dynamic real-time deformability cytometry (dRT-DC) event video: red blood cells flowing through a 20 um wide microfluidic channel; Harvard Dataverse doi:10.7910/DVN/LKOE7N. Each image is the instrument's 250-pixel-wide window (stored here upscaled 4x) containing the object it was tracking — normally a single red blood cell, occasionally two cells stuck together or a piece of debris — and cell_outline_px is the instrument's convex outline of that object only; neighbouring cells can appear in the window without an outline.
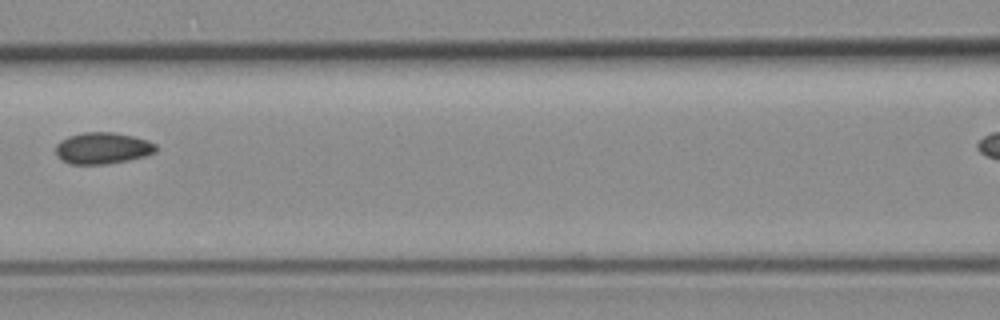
{"species": "common noctule bat (a hibernating species)", "species_latin": "Nyctalus noctula", "temperature_condition": "room temperature", "stored_images_in_passage": 13, "camera_frame_rate_fps": 3000, "um_per_image_px": 0.085, "animal": {"sex": "female", "body_mass_g": 19.3, "forearm_length_mm": 54.1}, "frame": {"image": 1, "passage_image": 6, "time_ms": 1.667, "image_size_px": [1000, 320], "cell_outline_px": [[156, 152], [144, 156], [128, 160], [104, 164], [72, 164], [56, 156], [56, 144], [60, 140], [68, 136], [80, 132], [112, 132], [132, 136], [148, 140], [156, 144]], "centroid_in_image_um": [8.7, 12.58], "position_along_channel_um": 157.9, "area_um2": 18.38}}
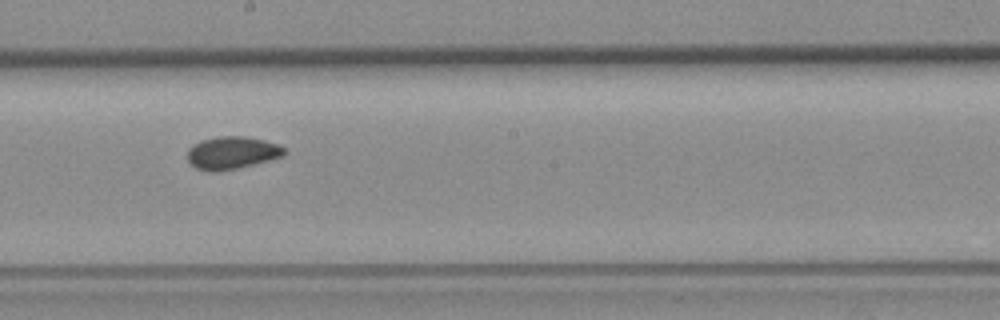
{"frame": {"image": 2, "passage_image": 8, "time_ms": 2.333, "image_size_px": [1000, 320], "cell_outline_px": [[288, 152], [284, 156], [236, 168], [216, 172], [208, 172], [196, 168], [188, 160], [188, 148], [192, 144], [200, 140], [216, 136], [244, 136], [264, 140], [276, 144], [284, 148]], "centroid_in_image_um": [19.69, 12.98], "position_along_channel_um": 228.5, "area_um2": 18.44}}
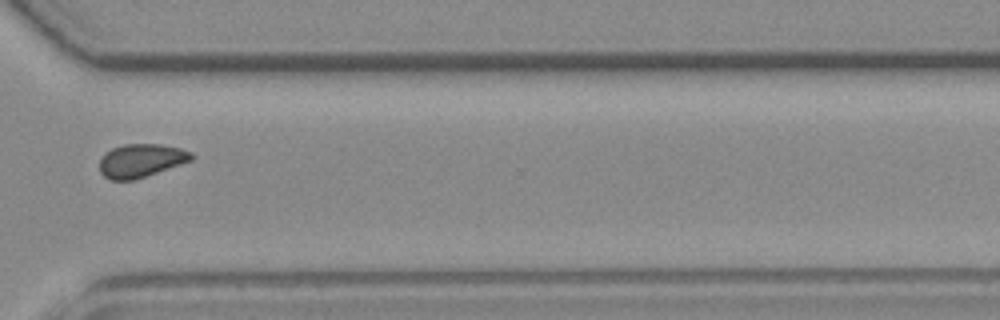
{"frame": {"image": 3, "passage_image": 11, "time_ms": 3.333, "image_size_px": [1000, 320], "cell_outline_px": [[192, 160], [136, 180], [112, 180], [104, 176], [100, 172], [100, 160], [104, 152], [112, 148], [124, 144], [160, 144], [180, 148], [192, 152]], "centroid_in_image_um": [11.97, 13.65], "position_along_channel_um": 358.6, "area_um2": 17.92}}